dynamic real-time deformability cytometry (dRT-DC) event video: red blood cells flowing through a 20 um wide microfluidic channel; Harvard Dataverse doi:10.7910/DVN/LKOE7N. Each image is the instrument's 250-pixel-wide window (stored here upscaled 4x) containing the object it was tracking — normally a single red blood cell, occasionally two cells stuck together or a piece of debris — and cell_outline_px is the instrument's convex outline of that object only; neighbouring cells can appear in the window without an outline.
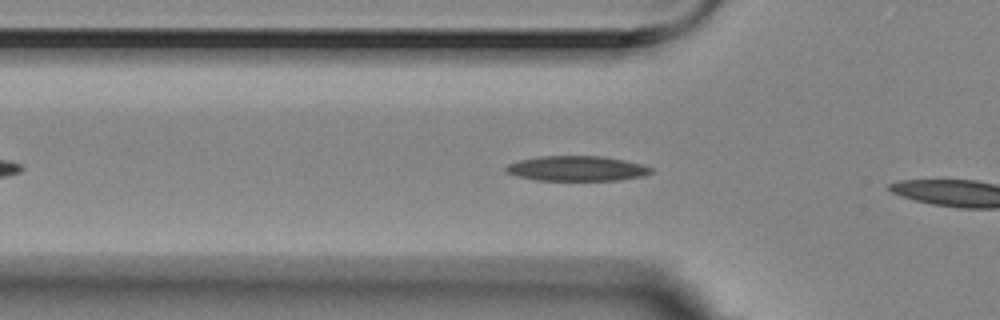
{"species": "Egyptian fruit bat (a non-hibernating species)", "species_latin": "Rousettus aegyptiacus", "temperature_condition": "room temperature", "stored_images_in_passage": 6, "camera_frame_rate_fps": 3000, "um_per_image_px": 0.085, "animal": {"sex": "female"}, "frame": {"image": 1, "passage_image": 4, "time_ms": 1.0, "image_size_px": [1000, 320], "cell_outline_px": [[652, 172], [644, 176], [620, 180], [536, 180], [516, 176], [504, 172], [504, 168], [508, 164], [520, 160], [540, 156], [604, 156], [644, 164], [652, 168]], "centroid_in_image_um": [49.03, 14.32], "position_along_channel_um": 76.8, "area_um2": 21.33}}